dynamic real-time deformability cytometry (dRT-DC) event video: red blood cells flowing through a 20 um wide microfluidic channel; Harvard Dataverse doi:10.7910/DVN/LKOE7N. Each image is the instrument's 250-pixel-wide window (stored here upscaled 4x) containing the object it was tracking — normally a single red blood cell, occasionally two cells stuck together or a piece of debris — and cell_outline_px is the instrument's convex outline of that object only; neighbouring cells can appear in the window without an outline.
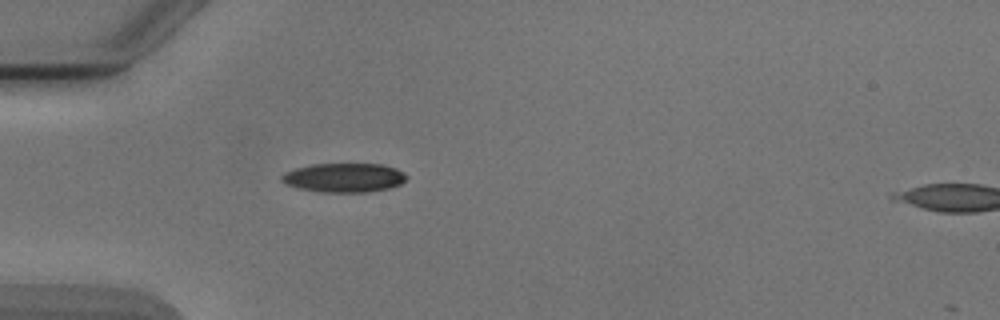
{"species": "Egyptian fruit bat (a non-hibernating species)", "species_latin": "Rousettus aegyptiacus", "temperature_condition": "cold", "stored_images_in_passage": 4, "camera_frame_rate_fps": 3000, "um_per_image_px": 0.085, "animal": {"sex": "male"}, "frame": {"image": 1, "passage_image": 3, "time_ms": 2.333, "image_size_px": [1000, 320], "cell_outline_px": [[408, 176], [400, 184], [388, 188], [364, 192], [320, 192], [300, 188], [288, 184], [280, 180], [280, 176], [284, 172], [296, 168], [312, 164], [380, 164], [396, 168], [404, 172]], "centroid_in_image_um": [29.24, 15.09], "position_along_channel_um": 55.8, "area_um2": 21.04}}